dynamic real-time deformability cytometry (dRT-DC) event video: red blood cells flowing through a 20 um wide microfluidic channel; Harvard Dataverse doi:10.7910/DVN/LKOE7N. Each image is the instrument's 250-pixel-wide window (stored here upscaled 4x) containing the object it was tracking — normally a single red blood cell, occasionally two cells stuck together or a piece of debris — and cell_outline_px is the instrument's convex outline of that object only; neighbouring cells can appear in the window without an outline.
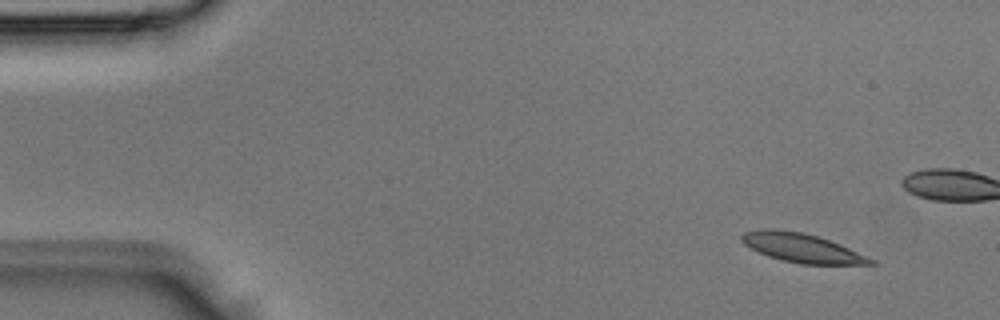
{"species": "Egyptian fruit bat (a non-hibernating species)", "species_latin": "Rousettus aegyptiacus", "temperature_condition": "room temperature", "stored_images_in_passage": 4, "camera_frame_rate_fps": 3000, "um_per_image_px": 0.085, "animal": {"sex": "male"}, "frame": {"image": 1, "passage_image": 1, "time_ms": 0.0, "image_size_px": [1000, 320], "cell_outline_px": [[876, 264], [800, 264], [768, 256], [744, 244], [740, 240], [740, 236], [744, 232], [764, 228], [772, 228], [804, 232], [840, 244], [876, 260]], "centroid_in_image_um": [68.15, 21.06], "position_along_channel_um": 16.9, "area_um2": 21.62}}